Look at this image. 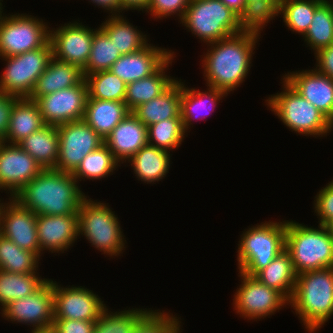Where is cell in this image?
Wrapping results in <instances>:
<instances>
[{"mask_svg": "<svg viewBox=\"0 0 333 333\" xmlns=\"http://www.w3.org/2000/svg\"><path fill=\"white\" fill-rule=\"evenodd\" d=\"M264 27H247L242 32L207 44L202 56L206 86L228 94L240 87L248 76L256 43Z\"/></svg>", "mask_w": 333, "mask_h": 333, "instance_id": "1", "label": "cell"}, {"mask_svg": "<svg viewBox=\"0 0 333 333\" xmlns=\"http://www.w3.org/2000/svg\"><path fill=\"white\" fill-rule=\"evenodd\" d=\"M85 197L72 173L44 169L13 199L36 215H71L78 214Z\"/></svg>", "mask_w": 333, "mask_h": 333, "instance_id": "2", "label": "cell"}, {"mask_svg": "<svg viewBox=\"0 0 333 333\" xmlns=\"http://www.w3.org/2000/svg\"><path fill=\"white\" fill-rule=\"evenodd\" d=\"M289 306L306 331H319L333 315V267L297 274Z\"/></svg>", "mask_w": 333, "mask_h": 333, "instance_id": "3", "label": "cell"}, {"mask_svg": "<svg viewBox=\"0 0 333 333\" xmlns=\"http://www.w3.org/2000/svg\"><path fill=\"white\" fill-rule=\"evenodd\" d=\"M285 250L296 274L333 267V237L325 225L316 229L286 220Z\"/></svg>", "mask_w": 333, "mask_h": 333, "instance_id": "4", "label": "cell"}, {"mask_svg": "<svg viewBox=\"0 0 333 333\" xmlns=\"http://www.w3.org/2000/svg\"><path fill=\"white\" fill-rule=\"evenodd\" d=\"M281 80L283 91L267 97V107L289 130L298 135L315 138L327 136L333 130V123L283 78Z\"/></svg>", "mask_w": 333, "mask_h": 333, "instance_id": "5", "label": "cell"}, {"mask_svg": "<svg viewBox=\"0 0 333 333\" xmlns=\"http://www.w3.org/2000/svg\"><path fill=\"white\" fill-rule=\"evenodd\" d=\"M87 197L77 211L78 238L85 236L91 246L111 258L121 256L127 242L115 211L108 203Z\"/></svg>", "mask_w": 333, "mask_h": 333, "instance_id": "6", "label": "cell"}, {"mask_svg": "<svg viewBox=\"0 0 333 333\" xmlns=\"http://www.w3.org/2000/svg\"><path fill=\"white\" fill-rule=\"evenodd\" d=\"M285 237L286 220L282 222L269 220L245 229L238 242L239 271L255 276L285 250Z\"/></svg>", "mask_w": 333, "mask_h": 333, "instance_id": "7", "label": "cell"}, {"mask_svg": "<svg viewBox=\"0 0 333 333\" xmlns=\"http://www.w3.org/2000/svg\"><path fill=\"white\" fill-rule=\"evenodd\" d=\"M181 23L205 44L240 33L248 27L220 0H190Z\"/></svg>", "mask_w": 333, "mask_h": 333, "instance_id": "8", "label": "cell"}, {"mask_svg": "<svg viewBox=\"0 0 333 333\" xmlns=\"http://www.w3.org/2000/svg\"><path fill=\"white\" fill-rule=\"evenodd\" d=\"M52 57L50 41L42 48L16 56L0 57L6 62L0 77V91L18 98H29Z\"/></svg>", "mask_w": 333, "mask_h": 333, "instance_id": "9", "label": "cell"}, {"mask_svg": "<svg viewBox=\"0 0 333 333\" xmlns=\"http://www.w3.org/2000/svg\"><path fill=\"white\" fill-rule=\"evenodd\" d=\"M9 15L0 22V57L42 48L50 41V27L45 20L26 13Z\"/></svg>", "mask_w": 333, "mask_h": 333, "instance_id": "10", "label": "cell"}, {"mask_svg": "<svg viewBox=\"0 0 333 333\" xmlns=\"http://www.w3.org/2000/svg\"><path fill=\"white\" fill-rule=\"evenodd\" d=\"M241 284L233 297L234 311L244 319L261 320L289 305V301L277 290L261 283L255 276L239 271Z\"/></svg>", "mask_w": 333, "mask_h": 333, "instance_id": "11", "label": "cell"}, {"mask_svg": "<svg viewBox=\"0 0 333 333\" xmlns=\"http://www.w3.org/2000/svg\"><path fill=\"white\" fill-rule=\"evenodd\" d=\"M58 159L55 170L73 173L82 159L104 144L102 138L83 119L57 126Z\"/></svg>", "mask_w": 333, "mask_h": 333, "instance_id": "12", "label": "cell"}, {"mask_svg": "<svg viewBox=\"0 0 333 333\" xmlns=\"http://www.w3.org/2000/svg\"><path fill=\"white\" fill-rule=\"evenodd\" d=\"M53 280L49 279L34 293L12 301L1 309V316L12 323L35 329H48L54 322Z\"/></svg>", "mask_w": 333, "mask_h": 333, "instance_id": "13", "label": "cell"}, {"mask_svg": "<svg viewBox=\"0 0 333 333\" xmlns=\"http://www.w3.org/2000/svg\"><path fill=\"white\" fill-rule=\"evenodd\" d=\"M87 97L88 86L84 78L74 87L38 97L35 102L44 123L59 126L84 118Z\"/></svg>", "mask_w": 333, "mask_h": 333, "instance_id": "14", "label": "cell"}, {"mask_svg": "<svg viewBox=\"0 0 333 333\" xmlns=\"http://www.w3.org/2000/svg\"><path fill=\"white\" fill-rule=\"evenodd\" d=\"M97 29H92L78 21L50 28L53 57L83 70L89 60L93 35Z\"/></svg>", "mask_w": 333, "mask_h": 333, "instance_id": "15", "label": "cell"}, {"mask_svg": "<svg viewBox=\"0 0 333 333\" xmlns=\"http://www.w3.org/2000/svg\"><path fill=\"white\" fill-rule=\"evenodd\" d=\"M53 281L54 319L96 321L106 307L104 301L84 286H62Z\"/></svg>", "mask_w": 333, "mask_h": 333, "instance_id": "16", "label": "cell"}, {"mask_svg": "<svg viewBox=\"0 0 333 333\" xmlns=\"http://www.w3.org/2000/svg\"><path fill=\"white\" fill-rule=\"evenodd\" d=\"M0 199V234L12 240L20 248L42 255L38 242L36 218L31 210L22 207L16 200L2 202ZM2 202V203H1Z\"/></svg>", "mask_w": 333, "mask_h": 333, "instance_id": "17", "label": "cell"}, {"mask_svg": "<svg viewBox=\"0 0 333 333\" xmlns=\"http://www.w3.org/2000/svg\"><path fill=\"white\" fill-rule=\"evenodd\" d=\"M43 170L18 144L0 141V190L10 193V198Z\"/></svg>", "mask_w": 333, "mask_h": 333, "instance_id": "18", "label": "cell"}, {"mask_svg": "<svg viewBox=\"0 0 333 333\" xmlns=\"http://www.w3.org/2000/svg\"><path fill=\"white\" fill-rule=\"evenodd\" d=\"M282 78L333 123V79L315 68L288 72Z\"/></svg>", "mask_w": 333, "mask_h": 333, "instance_id": "19", "label": "cell"}, {"mask_svg": "<svg viewBox=\"0 0 333 333\" xmlns=\"http://www.w3.org/2000/svg\"><path fill=\"white\" fill-rule=\"evenodd\" d=\"M172 55H176L174 51L149 42L137 52L121 55L110 71L129 84L155 73Z\"/></svg>", "mask_w": 333, "mask_h": 333, "instance_id": "20", "label": "cell"}, {"mask_svg": "<svg viewBox=\"0 0 333 333\" xmlns=\"http://www.w3.org/2000/svg\"><path fill=\"white\" fill-rule=\"evenodd\" d=\"M40 252L65 253L78 237V214L37 215L36 218Z\"/></svg>", "mask_w": 333, "mask_h": 333, "instance_id": "21", "label": "cell"}, {"mask_svg": "<svg viewBox=\"0 0 333 333\" xmlns=\"http://www.w3.org/2000/svg\"><path fill=\"white\" fill-rule=\"evenodd\" d=\"M104 144L120 163H127L148 144V127L131 112L104 139Z\"/></svg>", "mask_w": 333, "mask_h": 333, "instance_id": "22", "label": "cell"}, {"mask_svg": "<svg viewBox=\"0 0 333 333\" xmlns=\"http://www.w3.org/2000/svg\"><path fill=\"white\" fill-rule=\"evenodd\" d=\"M207 88V91L201 92L195 87H186L185 83L181 82L180 115L185 132H188L187 130L190 129L191 125L193 127L192 123L195 119H205L209 113L215 110L214 108L217 107L220 100L224 96H228V93L223 90L212 87Z\"/></svg>", "mask_w": 333, "mask_h": 333, "instance_id": "23", "label": "cell"}, {"mask_svg": "<svg viewBox=\"0 0 333 333\" xmlns=\"http://www.w3.org/2000/svg\"><path fill=\"white\" fill-rule=\"evenodd\" d=\"M181 79L158 97L138 105L131 113L147 127L162 120L181 118Z\"/></svg>", "mask_w": 333, "mask_h": 333, "instance_id": "24", "label": "cell"}, {"mask_svg": "<svg viewBox=\"0 0 333 333\" xmlns=\"http://www.w3.org/2000/svg\"><path fill=\"white\" fill-rule=\"evenodd\" d=\"M84 78L83 71L78 66L52 57L46 70L39 76L29 99L35 101L38 97L74 87Z\"/></svg>", "mask_w": 333, "mask_h": 333, "instance_id": "25", "label": "cell"}, {"mask_svg": "<svg viewBox=\"0 0 333 333\" xmlns=\"http://www.w3.org/2000/svg\"><path fill=\"white\" fill-rule=\"evenodd\" d=\"M45 125L38 104L29 98H19L13 104L6 137L2 142L18 144Z\"/></svg>", "mask_w": 333, "mask_h": 333, "instance_id": "26", "label": "cell"}, {"mask_svg": "<svg viewBox=\"0 0 333 333\" xmlns=\"http://www.w3.org/2000/svg\"><path fill=\"white\" fill-rule=\"evenodd\" d=\"M176 56L172 55L155 73L126 85L125 104L132 111L138 105L158 97L167 90L178 78L167 75L169 64ZM166 71V72H165Z\"/></svg>", "mask_w": 333, "mask_h": 333, "instance_id": "27", "label": "cell"}, {"mask_svg": "<svg viewBox=\"0 0 333 333\" xmlns=\"http://www.w3.org/2000/svg\"><path fill=\"white\" fill-rule=\"evenodd\" d=\"M130 112L125 102L87 98L83 120L105 139Z\"/></svg>", "mask_w": 333, "mask_h": 333, "instance_id": "28", "label": "cell"}, {"mask_svg": "<svg viewBox=\"0 0 333 333\" xmlns=\"http://www.w3.org/2000/svg\"><path fill=\"white\" fill-rule=\"evenodd\" d=\"M170 158V152L147 144L127 162L130 163L137 180L155 184L154 182L161 181L169 173Z\"/></svg>", "mask_w": 333, "mask_h": 333, "instance_id": "29", "label": "cell"}, {"mask_svg": "<svg viewBox=\"0 0 333 333\" xmlns=\"http://www.w3.org/2000/svg\"><path fill=\"white\" fill-rule=\"evenodd\" d=\"M18 145L29 153L43 169L56 168L59 150L57 126L46 124L20 141Z\"/></svg>", "mask_w": 333, "mask_h": 333, "instance_id": "30", "label": "cell"}, {"mask_svg": "<svg viewBox=\"0 0 333 333\" xmlns=\"http://www.w3.org/2000/svg\"><path fill=\"white\" fill-rule=\"evenodd\" d=\"M99 26L108 35L116 49H119L121 55L137 52L149 44L147 35L137 29V26L134 27L123 13L108 16L107 20Z\"/></svg>", "mask_w": 333, "mask_h": 333, "instance_id": "31", "label": "cell"}, {"mask_svg": "<svg viewBox=\"0 0 333 333\" xmlns=\"http://www.w3.org/2000/svg\"><path fill=\"white\" fill-rule=\"evenodd\" d=\"M261 283L279 291L288 301L292 298L297 274L294 271L291 256L284 250L270 264L256 275Z\"/></svg>", "mask_w": 333, "mask_h": 333, "instance_id": "32", "label": "cell"}, {"mask_svg": "<svg viewBox=\"0 0 333 333\" xmlns=\"http://www.w3.org/2000/svg\"><path fill=\"white\" fill-rule=\"evenodd\" d=\"M47 280L42 279L39 273L19 274L0 269V309L12 301L34 293Z\"/></svg>", "mask_w": 333, "mask_h": 333, "instance_id": "33", "label": "cell"}, {"mask_svg": "<svg viewBox=\"0 0 333 333\" xmlns=\"http://www.w3.org/2000/svg\"><path fill=\"white\" fill-rule=\"evenodd\" d=\"M120 164L109 148L102 144L87 154L72 174L78 183L82 179L100 180L114 173Z\"/></svg>", "mask_w": 333, "mask_h": 333, "instance_id": "34", "label": "cell"}, {"mask_svg": "<svg viewBox=\"0 0 333 333\" xmlns=\"http://www.w3.org/2000/svg\"><path fill=\"white\" fill-rule=\"evenodd\" d=\"M324 0H280L275 15L283 17V22L292 33L304 35L311 24L316 8Z\"/></svg>", "mask_w": 333, "mask_h": 333, "instance_id": "35", "label": "cell"}, {"mask_svg": "<svg viewBox=\"0 0 333 333\" xmlns=\"http://www.w3.org/2000/svg\"><path fill=\"white\" fill-rule=\"evenodd\" d=\"M302 37L314 54L333 44V3L323 1L316 8L311 24Z\"/></svg>", "mask_w": 333, "mask_h": 333, "instance_id": "36", "label": "cell"}, {"mask_svg": "<svg viewBox=\"0 0 333 333\" xmlns=\"http://www.w3.org/2000/svg\"><path fill=\"white\" fill-rule=\"evenodd\" d=\"M106 306L95 321L93 333H132L138 323L151 311L150 308H132L111 312Z\"/></svg>", "mask_w": 333, "mask_h": 333, "instance_id": "37", "label": "cell"}, {"mask_svg": "<svg viewBox=\"0 0 333 333\" xmlns=\"http://www.w3.org/2000/svg\"><path fill=\"white\" fill-rule=\"evenodd\" d=\"M40 258L33 252L20 248L0 234V269L25 274L38 273Z\"/></svg>", "mask_w": 333, "mask_h": 333, "instance_id": "38", "label": "cell"}, {"mask_svg": "<svg viewBox=\"0 0 333 333\" xmlns=\"http://www.w3.org/2000/svg\"><path fill=\"white\" fill-rule=\"evenodd\" d=\"M88 97L100 100L125 101L126 83L112 71H98L85 76Z\"/></svg>", "mask_w": 333, "mask_h": 333, "instance_id": "39", "label": "cell"}, {"mask_svg": "<svg viewBox=\"0 0 333 333\" xmlns=\"http://www.w3.org/2000/svg\"><path fill=\"white\" fill-rule=\"evenodd\" d=\"M120 56L119 49H116L108 35L98 27L93 35L89 60L82 70L84 77L98 71L110 70Z\"/></svg>", "mask_w": 333, "mask_h": 333, "instance_id": "40", "label": "cell"}, {"mask_svg": "<svg viewBox=\"0 0 333 333\" xmlns=\"http://www.w3.org/2000/svg\"><path fill=\"white\" fill-rule=\"evenodd\" d=\"M186 134L181 118L162 120L148 126V144L170 152L180 147Z\"/></svg>", "mask_w": 333, "mask_h": 333, "instance_id": "41", "label": "cell"}, {"mask_svg": "<svg viewBox=\"0 0 333 333\" xmlns=\"http://www.w3.org/2000/svg\"><path fill=\"white\" fill-rule=\"evenodd\" d=\"M152 310L138 323L132 333H181L179 317L169 312Z\"/></svg>", "mask_w": 333, "mask_h": 333, "instance_id": "42", "label": "cell"}, {"mask_svg": "<svg viewBox=\"0 0 333 333\" xmlns=\"http://www.w3.org/2000/svg\"><path fill=\"white\" fill-rule=\"evenodd\" d=\"M189 3L190 0H150L146 13L150 12L149 14L157 20L177 15L180 22Z\"/></svg>", "mask_w": 333, "mask_h": 333, "instance_id": "43", "label": "cell"}, {"mask_svg": "<svg viewBox=\"0 0 333 333\" xmlns=\"http://www.w3.org/2000/svg\"><path fill=\"white\" fill-rule=\"evenodd\" d=\"M313 202L319 225L326 226L333 220V180L319 190Z\"/></svg>", "mask_w": 333, "mask_h": 333, "instance_id": "44", "label": "cell"}, {"mask_svg": "<svg viewBox=\"0 0 333 333\" xmlns=\"http://www.w3.org/2000/svg\"><path fill=\"white\" fill-rule=\"evenodd\" d=\"M95 321L77 319H54L51 329L54 333H93Z\"/></svg>", "mask_w": 333, "mask_h": 333, "instance_id": "45", "label": "cell"}, {"mask_svg": "<svg viewBox=\"0 0 333 333\" xmlns=\"http://www.w3.org/2000/svg\"><path fill=\"white\" fill-rule=\"evenodd\" d=\"M280 0H245L246 6L267 26L275 18Z\"/></svg>", "mask_w": 333, "mask_h": 333, "instance_id": "46", "label": "cell"}, {"mask_svg": "<svg viewBox=\"0 0 333 333\" xmlns=\"http://www.w3.org/2000/svg\"><path fill=\"white\" fill-rule=\"evenodd\" d=\"M234 12L248 27H265L266 25L246 6L245 0H220Z\"/></svg>", "mask_w": 333, "mask_h": 333, "instance_id": "47", "label": "cell"}, {"mask_svg": "<svg viewBox=\"0 0 333 333\" xmlns=\"http://www.w3.org/2000/svg\"><path fill=\"white\" fill-rule=\"evenodd\" d=\"M19 98L0 91V141L6 137L13 104Z\"/></svg>", "mask_w": 333, "mask_h": 333, "instance_id": "48", "label": "cell"}, {"mask_svg": "<svg viewBox=\"0 0 333 333\" xmlns=\"http://www.w3.org/2000/svg\"><path fill=\"white\" fill-rule=\"evenodd\" d=\"M315 69L333 79V44L328 47L320 49L315 53Z\"/></svg>", "mask_w": 333, "mask_h": 333, "instance_id": "49", "label": "cell"}, {"mask_svg": "<svg viewBox=\"0 0 333 333\" xmlns=\"http://www.w3.org/2000/svg\"><path fill=\"white\" fill-rule=\"evenodd\" d=\"M89 2L95 4V7L97 5L98 7L100 6L99 8L107 10L106 12H109V16H117L122 13L120 0H91Z\"/></svg>", "mask_w": 333, "mask_h": 333, "instance_id": "50", "label": "cell"}, {"mask_svg": "<svg viewBox=\"0 0 333 333\" xmlns=\"http://www.w3.org/2000/svg\"><path fill=\"white\" fill-rule=\"evenodd\" d=\"M122 12L129 10L145 11L147 10L150 0H120Z\"/></svg>", "mask_w": 333, "mask_h": 333, "instance_id": "51", "label": "cell"}, {"mask_svg": "<svg viewBox=\"0 0 333 333\" xmlns=\"http://www.w3.org/2000/svg\"><path fill=\"white\" fill-rule=\"evenodd\" d=\"M31 333H54L51 328L48 329H35L31 330Z\"/></svg>", "mask_w": 333, "mask_h": 333, "instance_id": "52", "label": "cell"}, {"mask_svg": "<svg viewBox=\"0 0 333 333\" xmlns=\"http://www.w3.org/2000/svg\"><path fill=\"white\" fill-rule=\"evenodd\" d=\"M1 1L3 2V0H0V22H1V20H2V19L4 18V16H5V15H4L5 13L3 12V11H4V8L2 7L3 5H2V2H1ZM2 14H3V15H2Z\"/></svg>", "mask_w": 333, "mask_h": 333, "instance_id": "53", "label": "cell"}, {"mask_svg": "<svg viewBox=\"0 0 333 333\" xmlns=\"http://www.w3.org/2000/svg\"><path fill=\"white\" fill-rule=\"evenodd\" d=\"M326 226H327L328 230L330 231L331 236L333 237V220L330 221Z\"/></svg>", "mask_w": 333, "mask_h": 333, "instance_id": "54", "label": "cell"}, {"mask_svg": "<svg viewBox=\"0 0 333 333\" xmlns=\"http://www.w3.org/2000/svg\"><path fill=\"white\" fill-rule=\"evenodd\" d=\"M324 1H326V2H330V3H333V1H332V0H331V1H330V0H324Z\"/></svg>", "mask_w": 333, "mask_h": 333, "instance_id": "55", "label": "cell"}]
</instances>
